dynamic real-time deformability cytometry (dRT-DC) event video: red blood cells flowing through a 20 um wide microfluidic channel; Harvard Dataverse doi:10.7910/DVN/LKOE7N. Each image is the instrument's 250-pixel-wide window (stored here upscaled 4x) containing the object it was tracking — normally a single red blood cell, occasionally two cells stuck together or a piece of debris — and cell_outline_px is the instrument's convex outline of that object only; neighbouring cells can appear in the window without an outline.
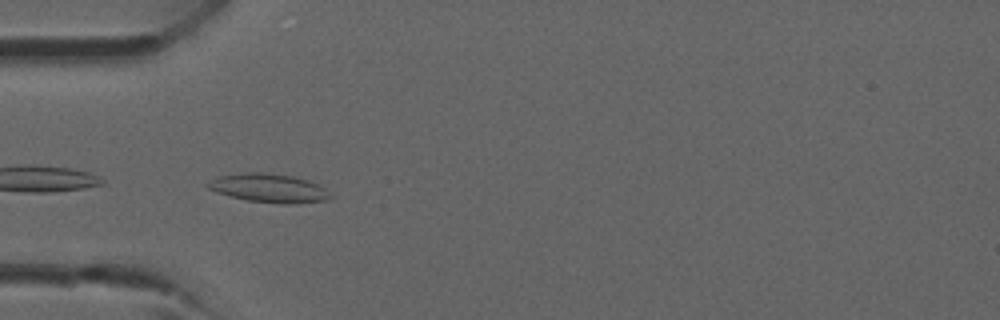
{"species": "common noctule bat (a hibernating species)", "species_latin": "Nyctalus noctula", "temperature_condition": "room temperature", "stored_images_in_passage": 39, "camera_frame_rate_fps": 3000, "um_per_image_px": 0.085, "animal": {"sex": "male", "forearm_length_mm": 52.5}, "frame": {"image": 1, "passage_image": 12, "time_ms": 3.667, "image_size_px": [1000, 320], "cell_outline_px": [[336, 196], [328, 200], [296, 204], [284, 204], [248, 200], [228, 196], [216, 192], [208, 188], [204, 184], [216, 176], [244, 172], [264, 172], [292, 176], [308, 180], [324, 188]], "centroid_in_image_um": [22.86, 15.99], "position_along_channel_um": 62.1, "area_um2": 20.81}}
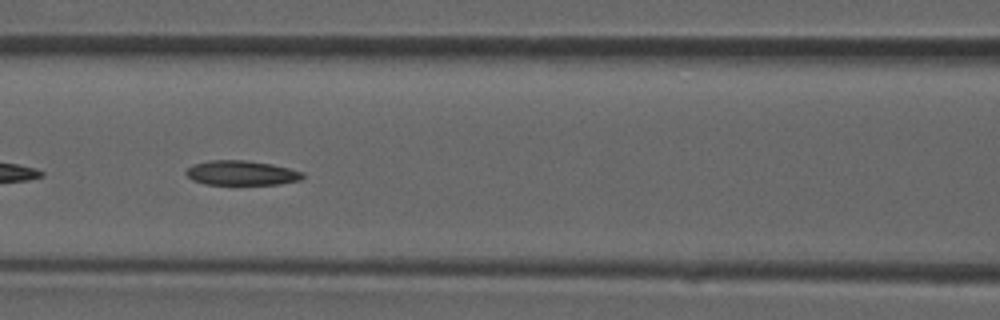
{"frame": {"image": 2, "passage_image": 17, "time_ms": 5.333, "image_size_px": [1000, 320], "cell_outline_px": [[304, 176], [300, 180], [280, 184], [204, 184], [192, 180], [184, 172], [192, 164], [208, 160], [244, 160], [272, 164], [304, 172]], "centroid_in_image_um": [20.5, 14.69], "position_along_channel_um": 146.1, "area_um2": 16.76}}